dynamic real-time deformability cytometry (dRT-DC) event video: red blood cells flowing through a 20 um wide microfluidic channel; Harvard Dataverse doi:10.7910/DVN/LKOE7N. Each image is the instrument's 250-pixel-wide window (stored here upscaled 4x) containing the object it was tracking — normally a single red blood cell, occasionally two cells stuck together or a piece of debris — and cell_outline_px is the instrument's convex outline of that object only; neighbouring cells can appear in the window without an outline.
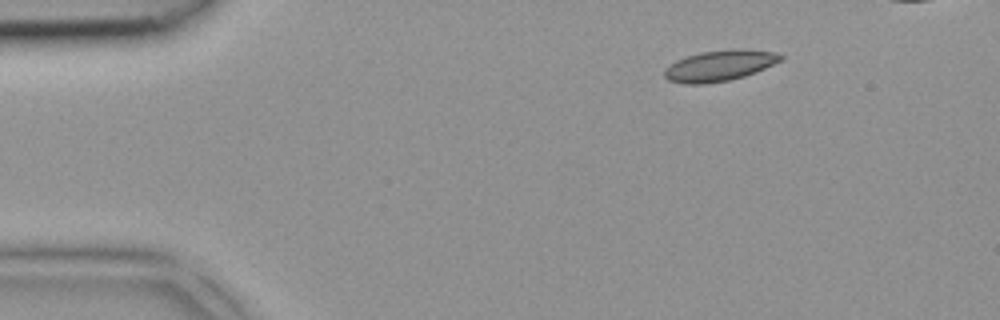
{"species": "common noctule bat (a hibernating species)", "species_latin": "Nyctalus noctula", "temperature_condition": "room temperature", "stored_images_in_passage": 4, "camera_frame_rate_fps": 3000, "um_per_image_px": 0.085, "animal": {"sex": "female", "body_mass_g": 18.4}, "frame": {"image": 1, "passage_image": 1, "time_ms": 0.0, "image_size_px": [1000, 320], "cell_outline_px": [[784, 60], [756, 72], [744, 76], [728, 80], [704, 84], [684, 84], [668, 80], [664, 76], [664, 68], [676, 60], [700, 52], [744, 48], [776, 52], [784, 56]], "centroid_in_image_um": [61.19, 5.57], "position_along_channel_um": 23.8, "area_um2": 21.04}}